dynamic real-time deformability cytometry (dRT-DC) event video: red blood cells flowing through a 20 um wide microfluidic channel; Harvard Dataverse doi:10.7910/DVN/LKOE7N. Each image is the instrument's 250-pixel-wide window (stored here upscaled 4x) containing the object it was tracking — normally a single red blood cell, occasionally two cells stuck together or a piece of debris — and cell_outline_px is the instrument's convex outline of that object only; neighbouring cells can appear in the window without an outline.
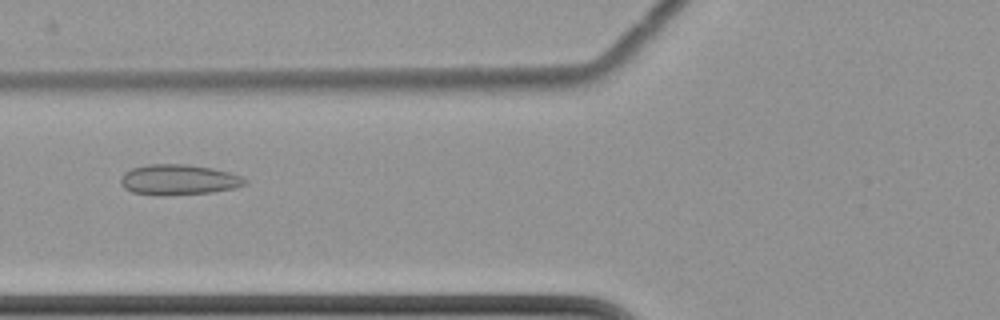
{"species": "common noctule bat (a hibernating species)", "species_latin": "Nyctalus noctula", "temperature_condition": "cold", "stored_images_in_passage": 6, "camera_frame_rate_fps": 3000, "um_per_image_px": 0.085, "animal": {"sex": "female", "body_mass_g": 22.7, "forearm_length_mm": 54.2}, "frame": {"image": 1, "passage_image": 5, "time_ms": 4.667, "image_size_px": [1000, 320], "cell_outline_px": [[248, 184], [236, 188], [212, 192], [160, 196], [132, 192], [124, 188], [120, 184], [120, 176], [124, 172], [132, 168], [148, 164], [188, 164], [212, 168], [228, 172], [240, 176], [248, 180]], "centroid_in_image_um": [15.17, 15.28], "position_along_channel_um": 110.6, "area_um2": 22.31}}
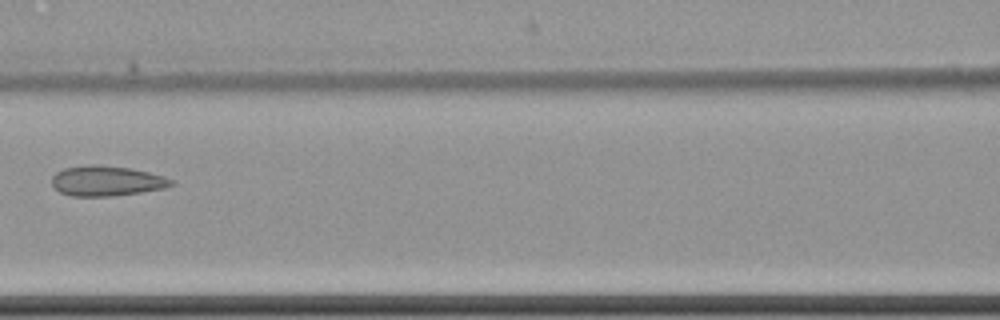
{"frame": {"image": 2, "passage_image": 6, "time_ms": 6.0, "image_size_px": [1000, 320], "cell_outline_px": [[176, 184], [164, 188], [140, 192], [112, 196], [72, 196], [60, 192], [52, 184], [52, 176], [56, 172], [64, 168], [92, 164], [96, 164], [132, 168], [164, 176], [176, 180]], "centroid_in_image_um": [9.1, 15.37], "position_along_channel_um": 157.5, "area_um2": 21.1}}